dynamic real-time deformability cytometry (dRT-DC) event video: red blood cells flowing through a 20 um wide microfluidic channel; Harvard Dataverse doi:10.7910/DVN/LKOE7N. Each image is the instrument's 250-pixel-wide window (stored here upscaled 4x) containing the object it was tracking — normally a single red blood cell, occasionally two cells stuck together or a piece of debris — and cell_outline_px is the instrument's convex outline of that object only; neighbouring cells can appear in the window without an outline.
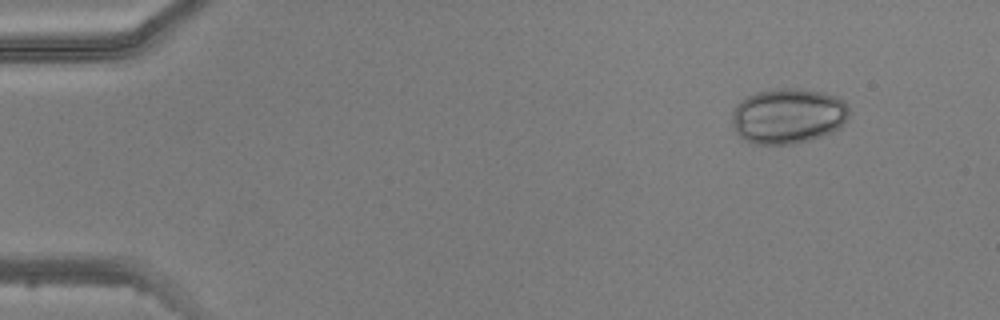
{"species": "common noctule bat (a hibernating species)", "species_latin": "Nyctalus noctula", "temperature_condition": "warm", "stored_images_in_passage": 4, "camera_frame_rate_fps": 3000, "um_per_image_px": 0.085, "animal": {"sex": "male", "body_mass_g": 20.5, "forearm_length_mm": 52.5}, "frame": {"image": 1, "passage_image": 1, "time_ms": 0.0, "image_size_px": [1000, 320], "cell_outline_px": [[848, 116], [840, 128], [832, 132], [808, 140], [792, 144], [756, 144], [744, 140], [736, 132], [732, 124], [732, 112], [736, 104], [748, 96], [756, 92], [780, 88], [800, 88], [820, 92], [836, 96], [844, 100], [848, 108]], "centroid_in_image_um": [66.97, 9.85], "position_along_channel_um": 18.0, "area_um2": 37.8}}